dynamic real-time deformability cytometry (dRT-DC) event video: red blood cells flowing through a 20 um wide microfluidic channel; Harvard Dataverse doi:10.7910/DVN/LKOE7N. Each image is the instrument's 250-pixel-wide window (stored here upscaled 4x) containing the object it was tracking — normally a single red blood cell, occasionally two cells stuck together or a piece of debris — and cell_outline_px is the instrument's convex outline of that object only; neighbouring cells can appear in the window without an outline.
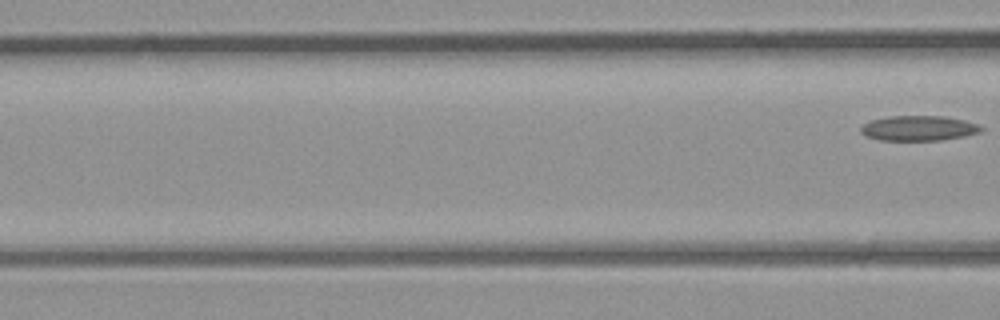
{"species": "common noctule bat (a hibernating species)", "species_latin": "Nyctalus noctula", "temperature_condition": "room temperature", "stored_images_in_passage": 5, "segment_of_instrument_passage": [2, 2], "camera_frame_rate_fps": 3000, "um_per_image_px": 0.085, "animal": {"sex": "male", "body_mass_g": 23.1, "forearm_length_mm": 52.7}, "frame": {"image": 1, "passage_image": 5, "time_ms": 5.667, "image_size_px": [1000, 320], "cell_outline_px": [[984, 128], [980, 132], [964, 136], [940, 140], [880, 140], [868, 136], [860, 132], [860, 128], [864, 124], [872, 120], [888, 116], [944, 116], [964, 120], [980, 124]], "centroid_in_image_um": [78.12, 10.89], "position_along_channel_um": 88.5, "area_um2": 17.51}}